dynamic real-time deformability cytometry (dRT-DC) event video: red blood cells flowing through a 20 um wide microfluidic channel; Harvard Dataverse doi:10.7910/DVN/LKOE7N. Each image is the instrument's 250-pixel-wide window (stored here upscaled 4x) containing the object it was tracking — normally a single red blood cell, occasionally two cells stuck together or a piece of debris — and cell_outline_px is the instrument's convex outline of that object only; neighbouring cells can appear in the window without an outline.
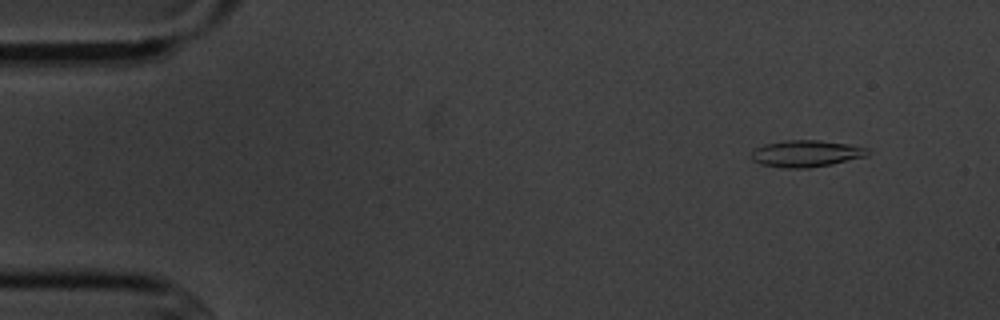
{"species": "common noctule bat (a hibernating species)", "species_latin": "Nyctalus noctula", "temperature_condition": "cold", "stored_images_in_passage": 4, "camera_frame_rate_fps": 3000, "um_per_image_px": 0.085, "animal": {"sex": "male", "body_mass_g": 20.1, "forearm_length_mm": 53.5}, "frame": {"image": 1, "passage_image": 2, "time_ms": 1.0, "image_size_px": [1000, 320], "cell_outline_px": [[872, 152], [868, 156], [832, 164], [808, 168], [784, 168], [760, 164], [752, 160], [748, 156], [756, 148], [764, 144], [784, 140], [820, 140], [848, 144], [868, 148]], "centroid_in_image_um": [68.53, 13.05], "position_along_channel_um": 16.5, "area_um2": 18.38}}